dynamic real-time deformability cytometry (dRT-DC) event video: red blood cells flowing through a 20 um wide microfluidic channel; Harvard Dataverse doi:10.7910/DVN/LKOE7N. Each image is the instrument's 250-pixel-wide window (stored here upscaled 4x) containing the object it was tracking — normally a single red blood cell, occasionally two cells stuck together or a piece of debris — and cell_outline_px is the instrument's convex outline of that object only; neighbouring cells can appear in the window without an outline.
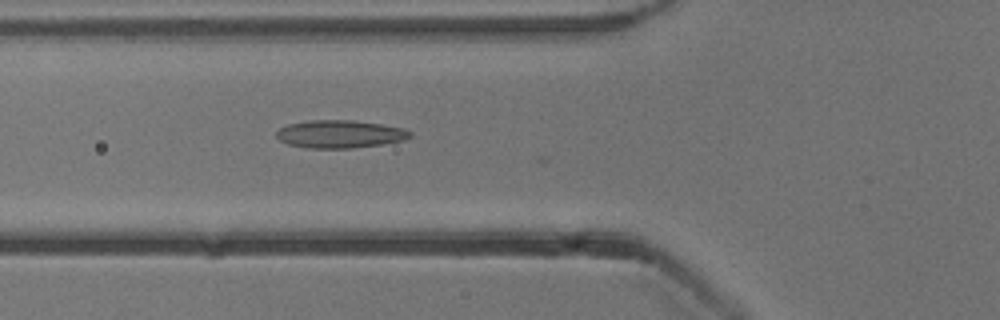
{"species": "common noctule bat (a hibernating species)", "species_latin": "Nyctalus noctula", "temperature_condition": "cold", "stored_images_in_passage": 24, "camera_frame_rate_fps": 3000, "um_per_image_px": 0.085, "animal": {"sex": "male", "body_mass_g": 13.3}, "frame": {"image": 1, "passage_image": 20, "time_ms": 6.333, "image_size_px": [1000, 320], "cell_outline_px": [[412, 136], [404, 140], [380, 144], [352, 148], [308, 148], [288, 144], [280, 140], [276, 136], [276, 132], [280, 128], [288, 124], [312, 120], [352, 120], [380, 124], [404, 128], [412, 132]], "centroid_in_image_um": [28.9, 11.39], "position_along_channel_um": 96.9, "area_um2": 21.56}}
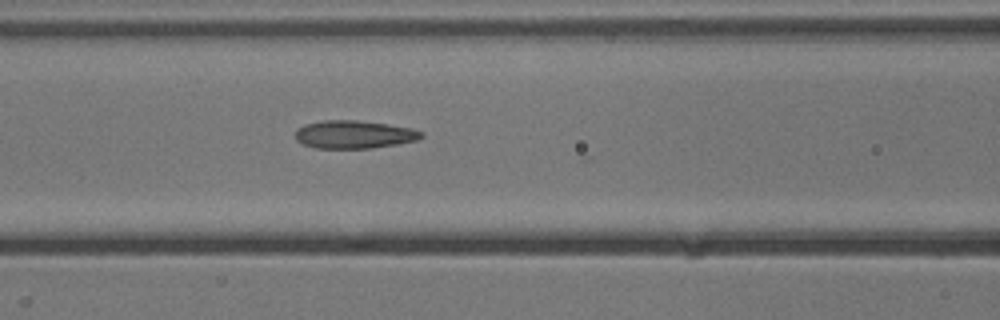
{"frame": {"image": 2, "passage_image": 23, "time_ms": 7.333, "image_size_px": [1000, 320], "cell_outline_px": [[424, 136], [416, 140], [396, 144], [372, 148], [316, 148], [300, 144], [296, 140], [296, 128], [304, 124], [324, 120], [356, 120], [388, 124], [412, 128], [424, 132]], "centroid_in_image_um": [30.07, 11.43], "position_along_channel_um": 136.5, "area_um2": 20.69}}